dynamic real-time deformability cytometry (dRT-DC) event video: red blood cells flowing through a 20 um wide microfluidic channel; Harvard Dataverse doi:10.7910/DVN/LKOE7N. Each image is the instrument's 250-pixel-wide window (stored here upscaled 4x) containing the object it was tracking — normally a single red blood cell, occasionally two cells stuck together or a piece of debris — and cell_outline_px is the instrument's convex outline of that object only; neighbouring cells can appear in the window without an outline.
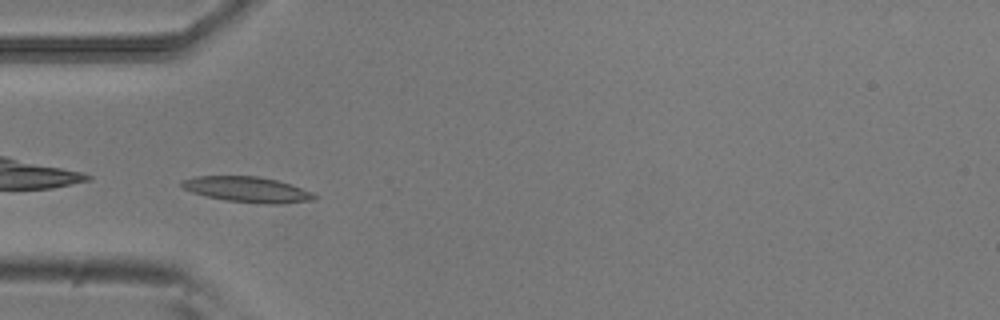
{"species": "common noctule bat (a hibernating species)", "species_latin": "Nyctalus noctula", "temperature_condition": "room temperature", "stored_images_in_passage": 11, "camera_frame_rate_fps": 3000, "um_per_image_px": 0.085, "animal": {"sex": "male", "body_mass_g": 20.5, "forearm_length_mm": 52.5}, "frame": {"image": 1, "passage_image": 1, "time_ms": 0.0, "image_size_px": [1000, 320], "cell_outline_px": [[320, 196], [316, 200], [276, 204], [264, 204], [228, 200], [204, 196], [192, 192], [184, 188], [180, 184], [180, 180], [196, 176], [256, 176], [276, 180], [292, 184], [312, 192]], "centroid_in_image_um": [21.06, 16.11], "position_along_channel_um": 63.9, "area_um2": 19.83}}
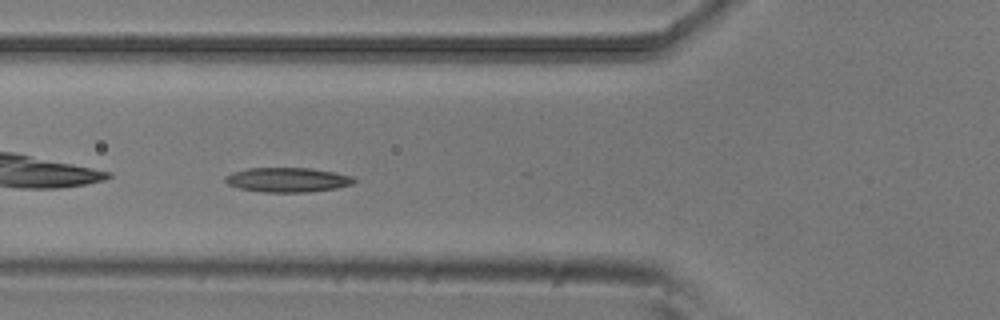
{"frame": {"image": 2, "passage_image": 4, "time_ms": 1.0, "image_size_px": [1000, 320], "cell_outline_px": [[356, 180], [352, 184], [336, 188], [308, 192], [264, 192], [240, 188], [228, 184], [224, 180], [224, 176], [232, 172], [248, 168], [312, 168], [336, 172], [352, 176]], "centroid_in_image_um": [24.44, 15.28], "position_along_channel_um": 101.4, "area_um2": 18.44}}
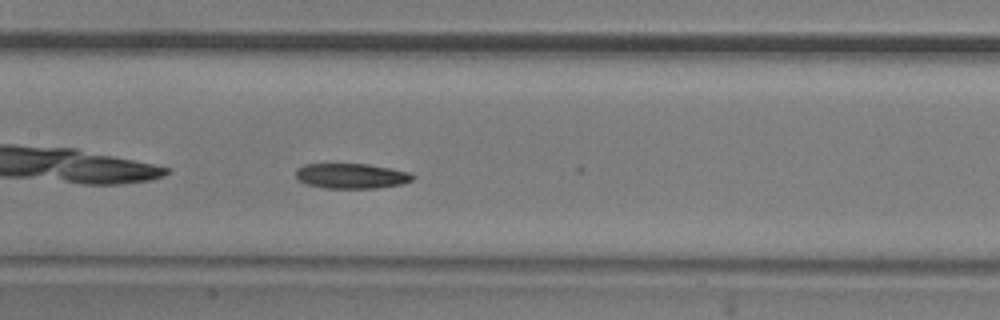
{"frame": {"image": 3, "passage_image": 10, "time_ms": 3.0, "image_size_px": [1000, 320], "cell_outline_px": [[416, 176], [412, 180], [400, 184], [376, 188], [324, 188], [308, 184], [300, 180], [296, 176], [296, 172], [304, 164], [368, 164], [412, 172]], "centroid_in_image_um": [29.93, 14.95], "position_along_channel_um": 177.5, "area_um2": 16.99}}